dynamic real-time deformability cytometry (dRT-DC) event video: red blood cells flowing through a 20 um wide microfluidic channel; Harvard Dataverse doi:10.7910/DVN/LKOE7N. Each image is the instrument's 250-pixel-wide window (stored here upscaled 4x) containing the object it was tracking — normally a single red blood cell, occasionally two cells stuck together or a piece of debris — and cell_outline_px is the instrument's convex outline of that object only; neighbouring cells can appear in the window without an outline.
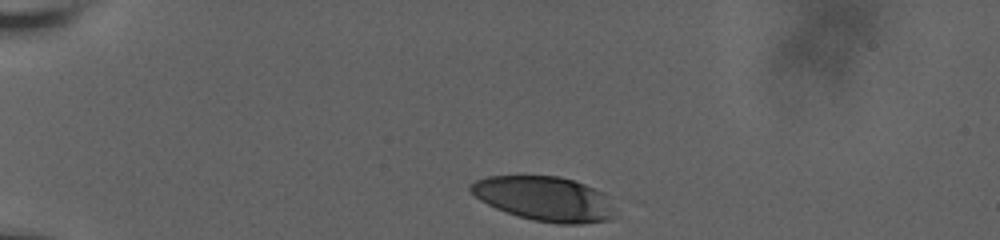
{"species": "human", "species_latin": "Homo sapiens", "temperature_condition": "room temperature", "stored_images_in_passage": 12, "camera_frame_rate_fps": 3000, "um_per_image_px": 0.085, "donor": {"sex": "male"}, "frame": {"image": 1, "passage_image": 1, "time_ms": 0.0, "image_size_px": [1000, 240], "cell_outline_px": [[616, 208], [612, 220], [580, 224], [560, 224], [532, 220], [496, 208], [480, 200], [468, 188], [468, 184], [476, 180], [488, 176], [560, 176], [584, 184], [604, 192], [608, 196]], "centroid_in_image_um": [46.34, 16.89], "position_along_channel_um": 38.7, "area_um2": 37.69}}